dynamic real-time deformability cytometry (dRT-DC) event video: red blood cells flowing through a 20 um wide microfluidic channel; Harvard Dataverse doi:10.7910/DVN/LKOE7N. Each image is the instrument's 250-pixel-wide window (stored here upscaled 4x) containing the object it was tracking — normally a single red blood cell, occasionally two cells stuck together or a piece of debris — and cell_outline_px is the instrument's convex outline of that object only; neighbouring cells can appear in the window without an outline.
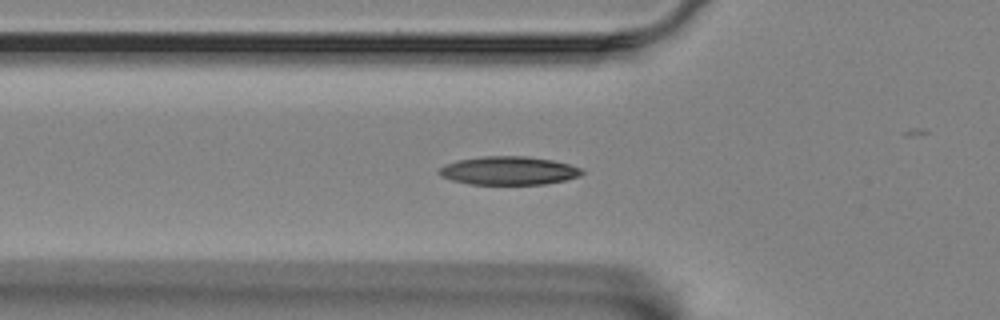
{"species": "Egyptian fruit bat (a non-hibernating species)", "species_latin": "Rousettus aegyptiacus", "temperature_condition": "room temperature", "stored_images_in_passage": 20, "camera_frame_rate_fps": 3000, "um_per_image_px": 0.085, "animal": {"sex": "female"}, "frame": {"image": 1, "passage_image": 7, "time_ms": 2.0, "image_size_px": [1000, 320], "cell_outline_px": [[584, 172], [580, 176], [564, 180], [544, 184], [468, 184], [452, 180], [440, 176], [436, 172], [440, 168], [456, 160], [484, 156], [524, 156], [552, 160], [568, 164], [580, 168]], "centroid_in_image_um": [43.21, 14.5], "position_along_channel_um": 82.6, "area_um2": 23.52}}
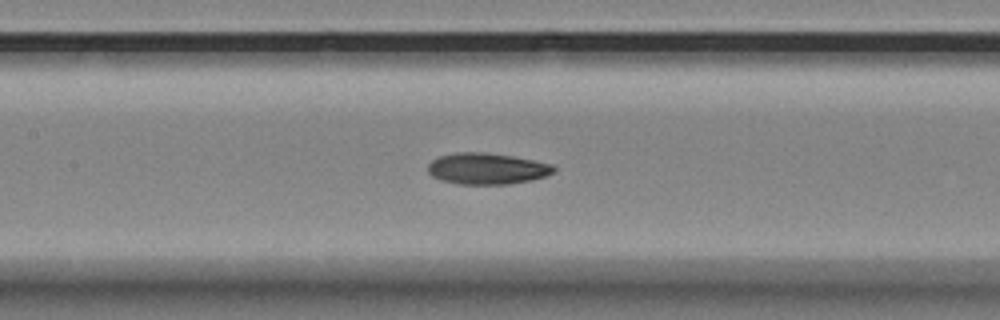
{"frame": {"image": 2, "passage_image": 14, "time_ms": 4.333, "image_size_px": [1000, 320], "cell_outline_px": [[556, 172], [532, 180], [508, 184], [460, 184], [440, 180], [432, 176], [428, 172], [428, 164], [432, 160], [440, 156], [456, 152], [484, 152], [512, 156], [552, 164], [556, 168]], "centroid_in_image_um": [41.39, 14.33], "position_along_channel_um": 166.0, "area_um2": 22.95}}
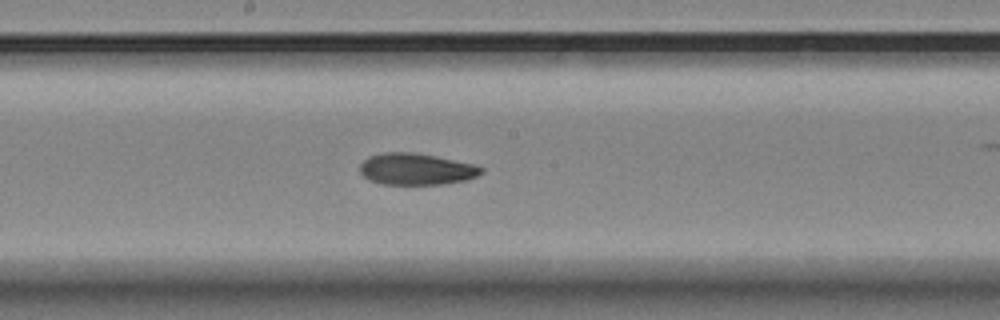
{"frame": {"image": 3, "passage_image": 18, "time_ms": 5.667, "image_size_px": [1000, 320], "cell_outline_px": [[484, 172], [476, 176], [464, 180], [444, 184], [380, 184], [368, 180], [360, 172], [360, 164], [368, 156], [380, 152], [412, 152], [436, 156], [472, 164], [484, 168]], "centroid_in_image_um": [35.33, 14.37], "position_along_channel_um": 212.9, "area_um2": 22.37}}